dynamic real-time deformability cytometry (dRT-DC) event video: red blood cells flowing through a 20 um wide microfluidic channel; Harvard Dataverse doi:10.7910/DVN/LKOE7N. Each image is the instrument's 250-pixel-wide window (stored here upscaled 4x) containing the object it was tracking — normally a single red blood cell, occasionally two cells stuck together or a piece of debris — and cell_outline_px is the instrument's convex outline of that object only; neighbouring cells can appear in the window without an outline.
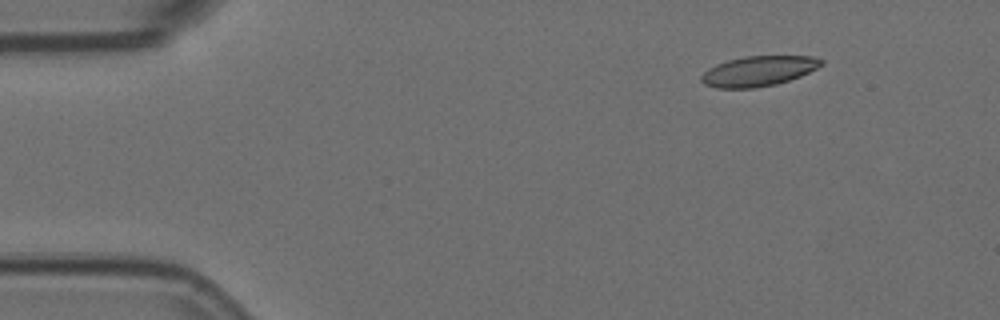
{"species": "Egyptian fruit bat (a non-hibernating species)", "species_latin": "Rousettus aegyptiacus", "temperature_condition": "room temperature", "stored_images_in_passage": 6, "camera_frame_rate_fps": 3000, "um_per_image_px": 0.085, "animal": {"sex": "female"}, "frame": {"image": 1, "passage_image": 2, "time_ms": 0.333, "image_size_px": [1000, 320], "cell_outline_px": [[824, 64], [800, 76], [776, 84], [756, 88], [716, 88], [704, 84], [700, 80], [700, 76], [708, 68], [716, 64], [728, 60], [744, 56], [812, 56], [824, 60]], "centroid_in_image_um": [64.45, 6.04], "position_along_channel_um": 20.6, "area_um2": 21.1}}
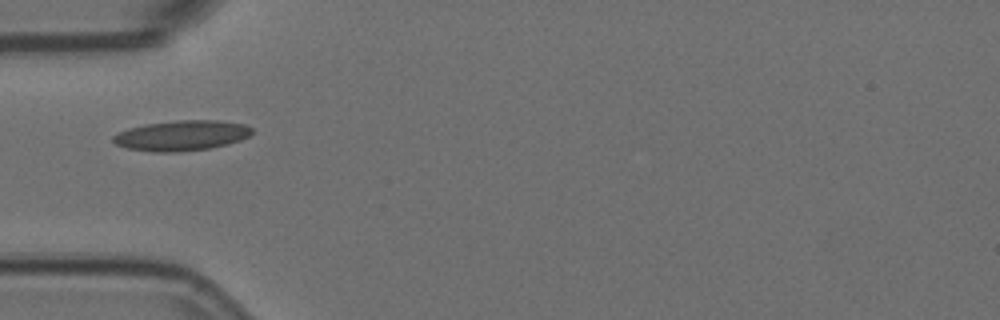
{"frame": {"image": 2, "passage_image": 5, "time_ms": 1.333, "image_size_px": [1000, 320], "cell_outline_px": [[252, 132], [248, 136], [240, 140], [228, 144], [208, 148], [176, 152], [152, 152], [128, 148], [116, 144], [112, 140], [112, 136], [128, 128], [144, 124], [176, 120], [216, 120], [244, 124], [252, 128]], "centroid_in_image_um": [15.42, 11.51], "position_along_channel_um": 69.6, "area_um2": 24.39}}
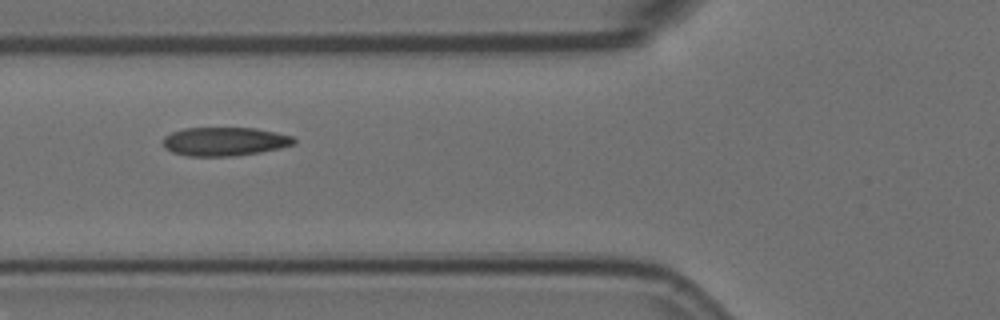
{"frame": {"image": 3, "passage_image": 6, "time_ms": 1.667, "image_size_px": [1000, 320], "cell_outline_px": [[296, 144], [280, 148], [260, 152], [236, 156], [188, 156], [172, 152], [164, 148], [164, 136], [172, 132], [184, 128], [256, 128], [276, 132], [292, 136], [296, 140]], "centroid_in_image_um": [19.11, 12.03], "position_along_channel_um": 106.7, "area_um2": 21.96}}